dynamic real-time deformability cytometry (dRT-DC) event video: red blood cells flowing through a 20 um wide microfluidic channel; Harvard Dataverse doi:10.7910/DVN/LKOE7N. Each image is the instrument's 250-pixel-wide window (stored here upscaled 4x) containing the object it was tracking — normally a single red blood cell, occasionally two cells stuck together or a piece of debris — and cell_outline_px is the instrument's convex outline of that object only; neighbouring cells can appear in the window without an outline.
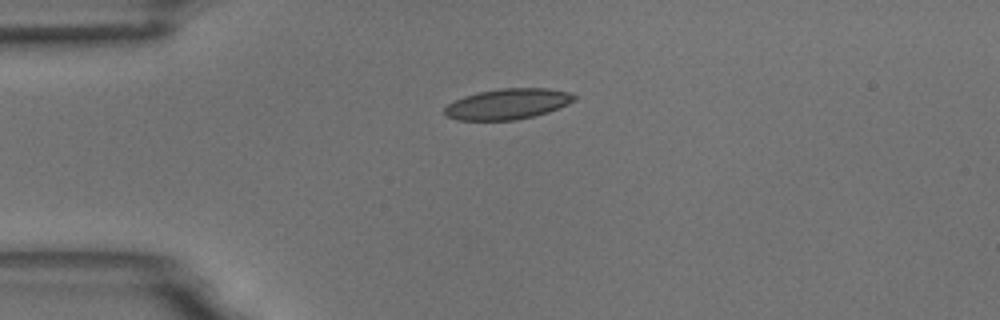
{"species": "common noctule bat (a hibernating species)", "species_latin": "Nyctalus noctula", "temperature_condition": "room temperature", "stored_images_in_passage": 2, "camera_frame_rate_fps": 3000, "um_per_image_px": 0.085, "animal": {"sex": "male", "body_mass_g": 18.8}, "frame": {"image": 1, "passage_image": 1, "time_ms": 0.0, "image_size_px": [1000, 320], "cell_outline_px": [[576, 100], [568, 104], [548, 112], [516, 120], [456, 120], [448, 116], [444, 112], [444, 108], [448, 104], [464, 96], [480, 92], [500, 88], [548, 88], [568, 92], [576, 96]], "centroid_in_image_um": [43.16, 8.83], "position_along_channel_um": 41.8, "area_um2": 23.0}}